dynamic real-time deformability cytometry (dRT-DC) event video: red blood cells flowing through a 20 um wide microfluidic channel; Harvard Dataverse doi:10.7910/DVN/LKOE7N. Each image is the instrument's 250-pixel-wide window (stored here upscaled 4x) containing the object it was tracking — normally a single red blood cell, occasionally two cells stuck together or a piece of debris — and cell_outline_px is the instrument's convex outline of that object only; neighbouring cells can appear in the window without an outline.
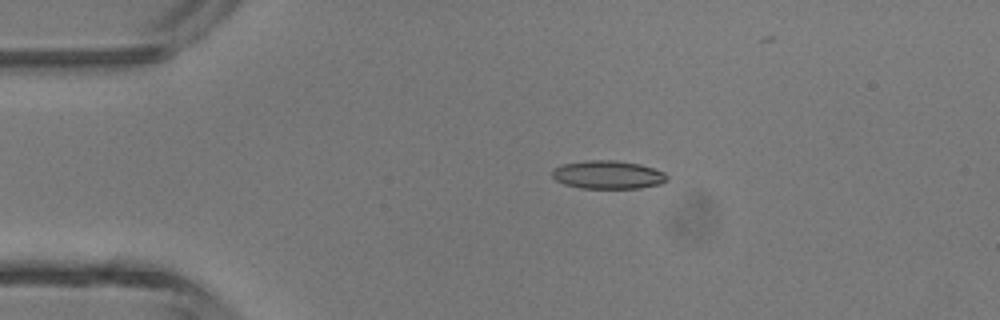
{"species": "common noctule bat (a hibernating species)", "species_latin": "Nyctalus noctula", "temperature_condition": "room temperature", "stored_images_in_passage": 5, "camera_frame_rate_fps": 3000, "um_per_image_px": 0.085, "animal": {"sex": "male", "body_mass_g": 13.3}, "frame": {"image": 1, "passage_image": 3, "time_ms": 0.667, "image_size_px": [1000, 320], "cell_outline_px": [[668, 180], [660, 184], [640, 188], [580, 188], [564, 184], [556, 180], [552, 176], [552, 168], [564, 164], [584, 160], [616, 160], [640, 164], [664, 172], [668, 176]], "centroid_in_image_um": [51.67, 14.85], "position_along_channel_um": 33.3, "area_um2": 19.02}}